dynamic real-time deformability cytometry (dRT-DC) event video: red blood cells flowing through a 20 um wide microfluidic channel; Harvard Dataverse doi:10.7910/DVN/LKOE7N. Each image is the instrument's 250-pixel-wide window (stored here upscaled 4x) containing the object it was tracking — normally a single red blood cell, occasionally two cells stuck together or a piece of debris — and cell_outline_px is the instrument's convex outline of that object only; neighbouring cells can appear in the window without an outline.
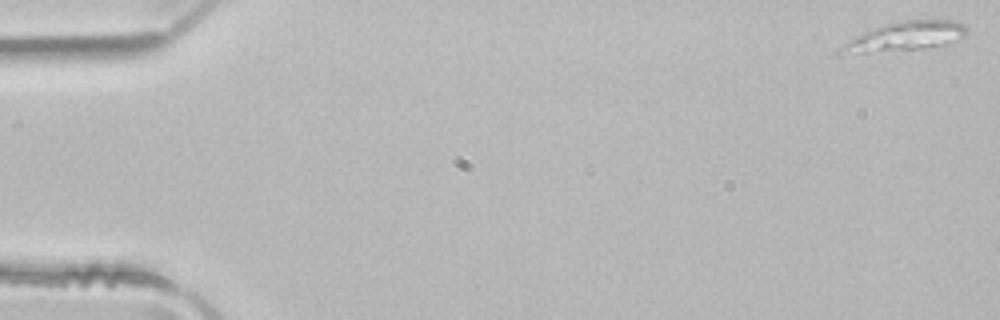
{"species": "common noctule bat (a hibernating species)", "species_latin": "Nyctalus noctula", "temperature_condition": "room temperature", "stored_images_in_passage": 4, "camera_frame_rate_fps": 3000, "um_per_image_px": 0.085, "animal": {"sex": "male", "body_mass_g": 21.5, "forearm_length_mm": 52.0}, "frame": {"image": 1, "passage_image": 4, "time_ms": 1.0, "image_size_px": [1000, 320], "cell_outline_px": [[968, 32], [964, 36], [944, 44], [924, 48], [840, 56], [836, 56], [836, 48], [856, 36], [864, 32], [884, 24], [904, 20], [952, 20], [964, 24], [968, 28]], "centroid_in_image_um": [76.81, 3.13], "position_along_channel_um": 8.2, "area_um2": 21.73}}